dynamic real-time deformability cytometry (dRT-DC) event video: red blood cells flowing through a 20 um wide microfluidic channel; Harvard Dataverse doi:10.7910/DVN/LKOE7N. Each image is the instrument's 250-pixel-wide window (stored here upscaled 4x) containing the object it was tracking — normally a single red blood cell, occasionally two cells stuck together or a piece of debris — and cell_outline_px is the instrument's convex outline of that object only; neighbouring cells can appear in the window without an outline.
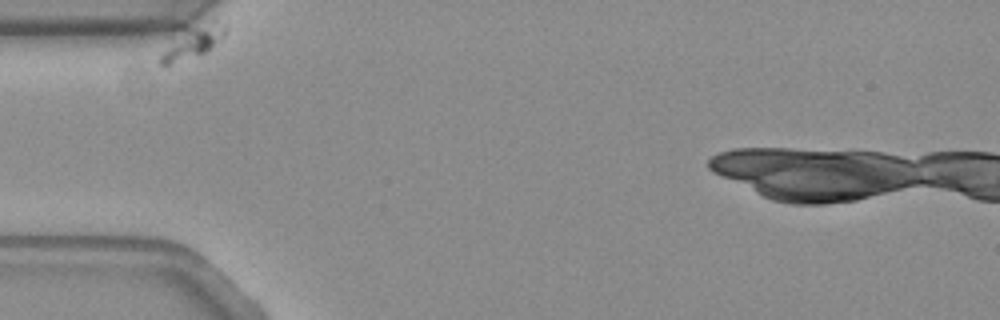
{"species": "common noctule bat (a hibernating species)", "species_latin": "Nyctalus noctula", "temperature_condition": "warm", "stored_images_in_passage": 21, "camera_frame_rate_fps": 3000, "um_per_image_px": 0.085, "animal": {"sex": "female", "body_mass_g": 19.3, "forearm_length_mm": 54.1}, "frame": {"image": 1, "passage_image": 1, "time_ms": 0.0, "image_size_px": [1000, 320], "cell_outline_px": [[228, 28], [224, 36], [208, 52], [168, 68], [160, 68], [160, 52], [168, 24], [196, 12]], "centroid_in_image_um": [16.11, 3.33], "position_along_channel_um": 68.9, "area_um2": 16.82}}
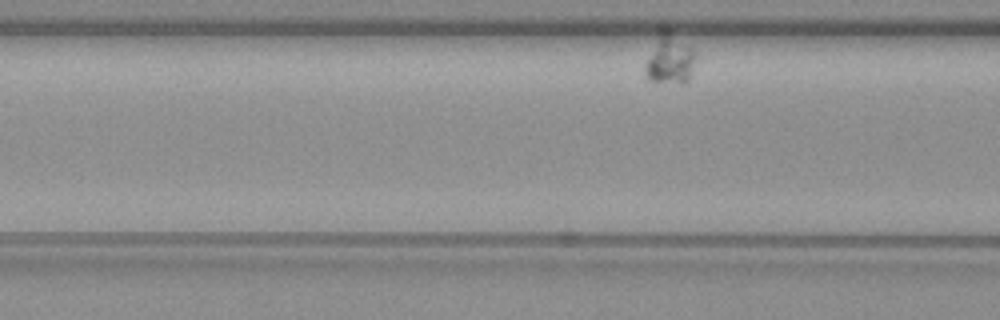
{"frame": {"image": 2, "passage_image": 7, "time_ms": 2.0, "image_size_px": [1000, 320], "cell_outline_px": [[692, 60], [688, 80], [684, 84], [648, 80], [644, 68], [660, 28], [664, 24], [692, 52]], "centroid_in_image_um": [56.84, 5.02], "position_along_channel_um": 109.8, "area_um2": 13.87}}
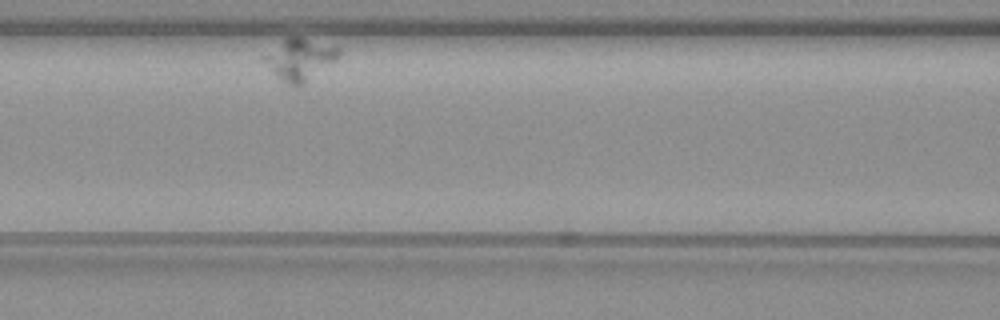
{"frame": {"image": 3, "passage_image": 11, "time_ms": 3.333, "image_size_px": [1000, 320], "cell_outline_px": [[340, 56], [336, 60], [304, 84], [296, 88], [288, 84], [276, 76], [260, 60], [260, 56], [288, 36], [300, 36], [340, 48]], "centroid_in_image_um": [25.43, 5.04], "position_along_channel_um": 141.2, "area_um2": 18.5}}